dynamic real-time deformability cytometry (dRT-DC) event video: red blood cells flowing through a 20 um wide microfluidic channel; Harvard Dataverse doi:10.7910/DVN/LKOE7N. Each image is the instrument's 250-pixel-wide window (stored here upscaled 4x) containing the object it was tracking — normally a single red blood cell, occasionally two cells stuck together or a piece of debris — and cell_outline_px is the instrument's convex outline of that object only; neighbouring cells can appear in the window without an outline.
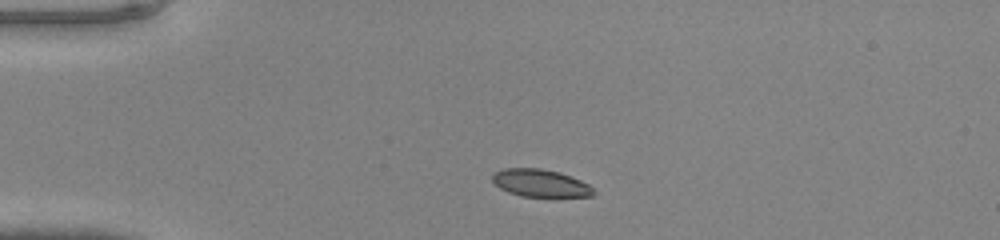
{"species": "common noctule bat (a hibernating species)", "species_latin": "Nyctalus noctula", "temperature_condition": "warm", "stored_images_in_passage": 42, "camera_frame_rate_fps": 3000, "um_per_image_px": 0.085, "animal": {"sex": "male", "body_mass_g": 20.0, "forearm_length_mm": 53.3}, "frame": {"image": 1, "passage_image": 6, "time_ms": 1.667, "image_size_px": [1000, 240], "cell_outline_px": [[596, 192], [592, 196], [520, 196], [508, 192], [500, 188], [492, 180], [492, 176], [496, 172], [504, 168], [540, 168], [560, 172], [580, 180], [588, 184]], "centroid_in_image_um": [45.93, 15.56], "position_along_channel_um": 39.1, "area_um2": 16.07}}
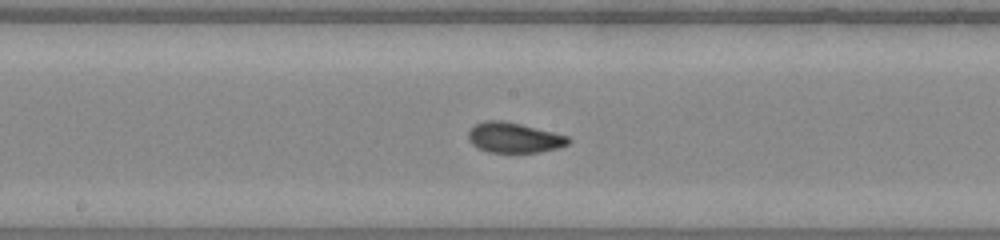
{"frame": {"image": 2, "passage_image": 20, "time_ms": 6.333, "image_size_px": [1000, 240], "cell_outline_px": [[572, 140], [568, 144], [556, 148], [540, 152], [488, 152], [472, 144], [468, 140], [468, 132], [476, 124], [484, 120], [504, 120], [568, 136]], "centroid_in_image_um": [43.68, 11.69], "position_along_channel_um": 204.5, "area_um2": 17.46}}
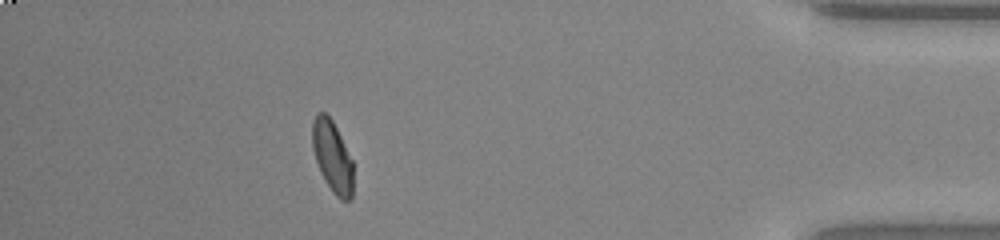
{"frame": {"image": 3, "passage_image": 37, "time_ms": 12.0, "image_size_px": [1000, 240], "cell_outline_px": [[352, 196], [348, 200], [340, 200], [332, 192], [320, 172], [312, 148], [312, 120], [316, 112], [324, 112], [332, 120], [352, 160]], "centroid_in_image_um": [28.22, 13.29], "position_along_channel_um": 407.0, "area_um2": 16.88}}